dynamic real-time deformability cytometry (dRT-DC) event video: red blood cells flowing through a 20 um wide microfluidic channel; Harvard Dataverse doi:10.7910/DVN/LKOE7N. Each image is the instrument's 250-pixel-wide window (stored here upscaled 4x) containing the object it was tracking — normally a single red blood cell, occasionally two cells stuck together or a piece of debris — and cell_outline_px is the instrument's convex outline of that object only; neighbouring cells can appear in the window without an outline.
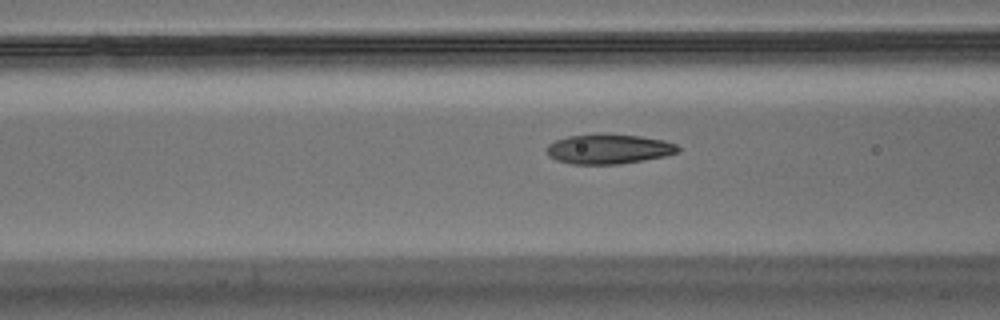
{"species": "Egyptian fruit bat (a non-hibernating species)", "species_latin": "Rousettus aegyptiacus", "temperature_condition": "warm", "stored_images_in_passage": 41, "camera_frame_rate_fps": 3000, "um_per_image_px": 0.085, "animal": {"sex": "male"}, "frame": {"image": 1, "passage_image": 18, "time_ms": 5.667, "image_size_px": [1000, 320], "cell_outline_px": [[680, 152], [664, 156], [620, 164], [572, 164], [556, 160], [548, 156], [544, 148], [548, 144], [556, 140], [568, 136], [604, 132], [640, 136], [664, 140], [676, 144], [680, 148]], "centroid_in_image_um": [51.71, 12.64], "position_along_channel_um": 114.9, "area_um2": 23.24}}